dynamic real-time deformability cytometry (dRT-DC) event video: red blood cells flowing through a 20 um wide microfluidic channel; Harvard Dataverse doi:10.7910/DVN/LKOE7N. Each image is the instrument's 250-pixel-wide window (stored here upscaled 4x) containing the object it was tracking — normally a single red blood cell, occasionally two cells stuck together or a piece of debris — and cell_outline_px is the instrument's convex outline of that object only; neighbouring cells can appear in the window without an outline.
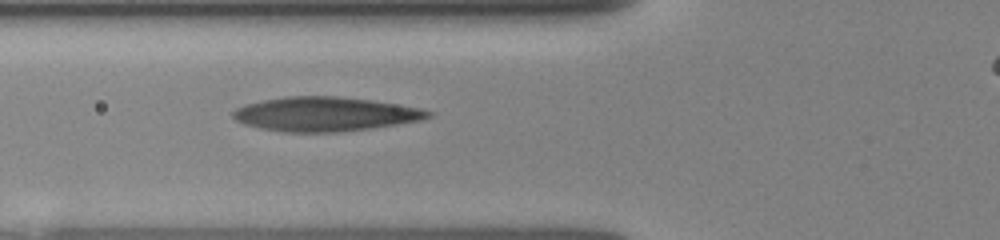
{"species": "human", "species_latin": "Homo sapiens", "temperature_condition": "room temperature", "stored_images_in_passage": 3, "segment_of_instrument_passage": [1, 2], "camera_frame_rate_fps": 3000, "um_per_image_px": 0.085, "donor": {"sex": "female"}, "frame": {"image": 1, "passage_image": 2, "time_ms": 1.0, "image_size_px": [1000, 240], "cell_outline_px": [[432, 116], [420, 120], [396, 124], [340, 132], [284, 132], [260, 128], [244, 124], [236, 120], [232, 116], [232, 112], [236, 108], [248, 104], [264, 100], [288, 96], [336, 96], [372, 100], [420, 108], [432, 112]], "centroid_in_image_um": [27.61, 9.7], "position_along_channel_um": 98.2, "area_um2": 38.61}}